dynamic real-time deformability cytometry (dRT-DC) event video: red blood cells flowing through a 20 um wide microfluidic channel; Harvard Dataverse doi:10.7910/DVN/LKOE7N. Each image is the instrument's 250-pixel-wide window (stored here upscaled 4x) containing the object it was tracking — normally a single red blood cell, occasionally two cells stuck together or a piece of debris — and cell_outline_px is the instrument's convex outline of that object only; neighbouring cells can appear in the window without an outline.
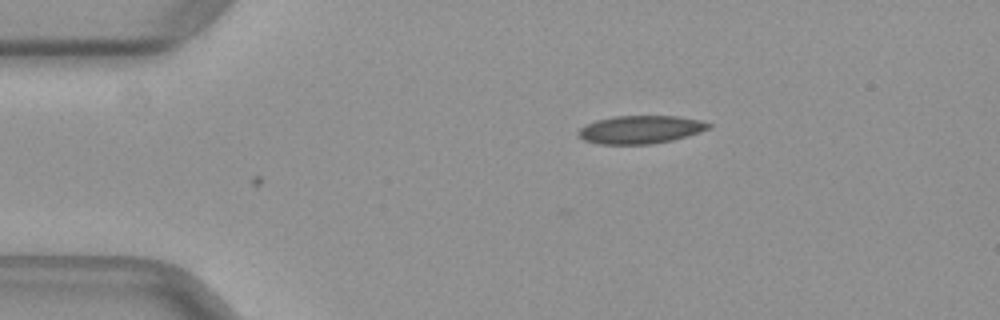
{"species": "common noctule bat (a hibernating species)", "species_latin": "Nyctalus noctula", "temperature_condition": "warm", "stored_images_in_passage": 2, "camera_frame_rate_fps": 3000, "um_per_image_px": 0.085, "animal": {"sex": "female", "body_mass_g": 29.2, "forearm_length_mm": 56.3}, "frame": {"image": 1, "passage_image": 2, "time_ms": 0.333, "image_size_px": [1000, 320], "cell_outline_px": [[712, 124], [708, 128], [688, 136], [672, 140], [648, 144], [600, 144], [584, 140], [576, 132], [580, 128], [596, 120], [612, 116], [676, 116], [704, 120]], "centroid_in_image_um": [54.45, 11.0], "position_along_channel_um": 30.6, "area_um2": 21.21}}